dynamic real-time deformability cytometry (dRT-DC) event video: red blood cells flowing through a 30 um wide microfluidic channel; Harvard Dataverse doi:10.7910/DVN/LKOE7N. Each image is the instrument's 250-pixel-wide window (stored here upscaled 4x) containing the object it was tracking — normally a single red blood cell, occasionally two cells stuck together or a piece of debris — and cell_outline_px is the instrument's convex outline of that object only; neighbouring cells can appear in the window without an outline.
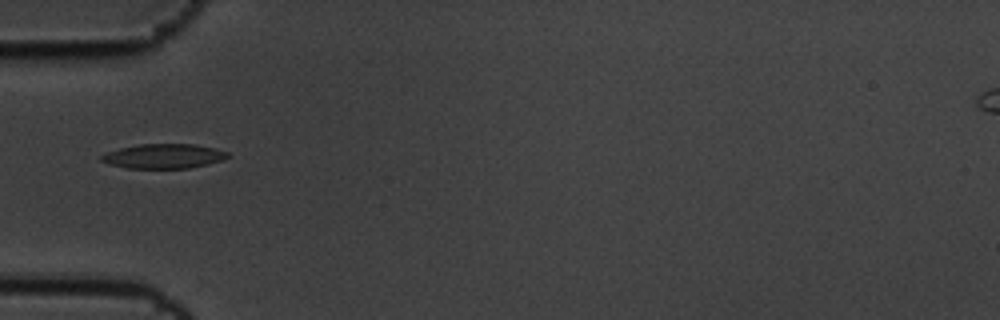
{"species": "common noctule bat (a hibernating species)", "species_latin": "Nyctalus noctula", "temperature_condition": "cold", "stored_images_in_passage": 5, "camera_frame_rate_fps": 3000, "um_per_image_px": 0.085, "animal": {"sex": "male", "body_mass_g": 19.5, "forearm_length_mm": 54.6}, "frame": {"image": 1, "passage_image": 1, "time_ms": 0.0, "image_size_px": [1000, 320], "cell_outline_px": [[232, 156], [208, 164], [188, 168], [128, 168], [108, 164], [100, 160], [100, 156], [108, 152], [120, 148], [140, 144], [196, 144], [216, 148], [228, 152]], "centroid_in_image_um": [13.94, 13.27], "position_along_channel_um": 71.1, "area_um2": 18.09}}
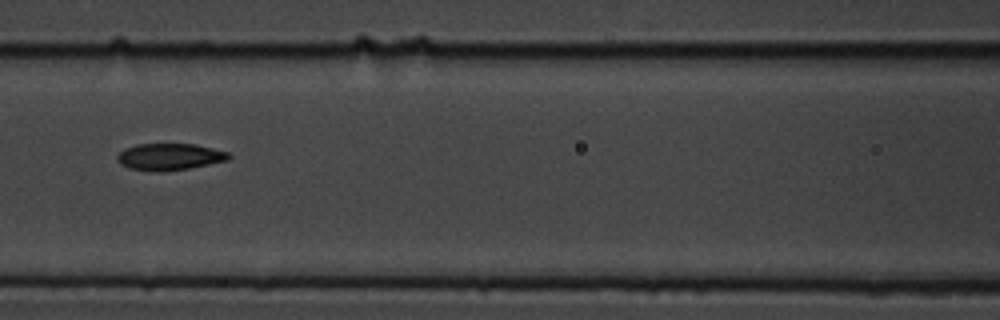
{"frame": {"image": 2, "passage_image": 3, "time_ms": 0.667, "image_size_px": [1000, 320], "cell_outline_px": [[232, 156], [228, 160], [188, 168], [160, 172], [152, 172], [128, 168], [120, 164], [116, 160], [116, 156], [124, 148], [136, 144], [196, 144], [228, 152]], "centroid_in_image_um": [14.37, 13.33], "position_along_channel_um": 152.2, "area_um2": 17.51}}
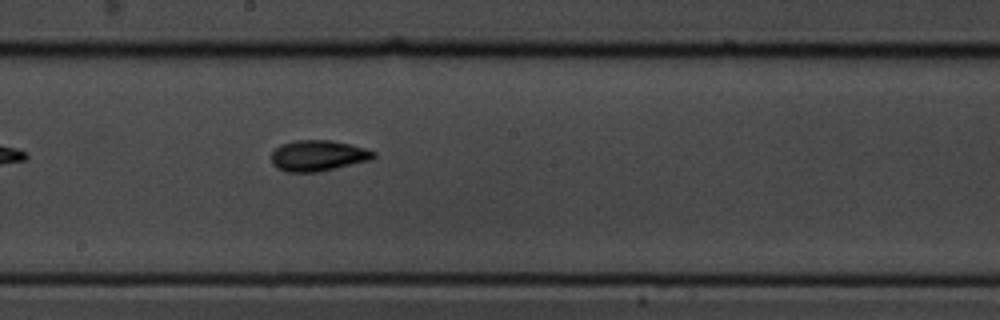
{"frame": {"image": 3, "passage_image": 5, "time_ms": 1.333, "image_size_px": [1000, 320], "cell_outline_px": [[376, 156], [372, 160], [316, 172], [288, 172], [276, 168], [272, 164], [272, 152], [280, 144], [296, 140], [332, 140], [364, 148], [376, 152]], "centroid_in_image_um": [27.03, 13.23], "position_along_channel_um": 221.2, "area_um2": 18.38}}